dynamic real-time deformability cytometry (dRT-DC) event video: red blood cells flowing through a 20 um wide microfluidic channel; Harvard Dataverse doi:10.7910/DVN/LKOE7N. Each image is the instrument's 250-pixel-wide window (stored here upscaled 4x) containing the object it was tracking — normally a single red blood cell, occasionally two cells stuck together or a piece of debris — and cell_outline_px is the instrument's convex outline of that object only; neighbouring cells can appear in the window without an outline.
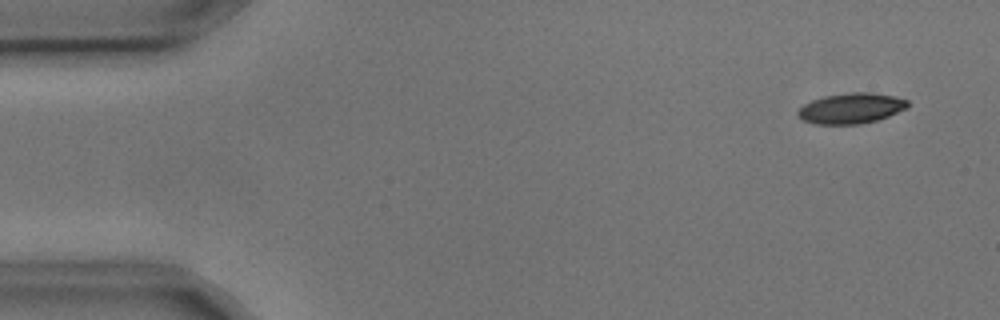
{"species": "common noctule bat (a hibernating species)", "species_latin": "Nyctalus noctula", "temperature_condition": "cold", "stored_images_in_passage": 5, "camera_frame_rate_fps": 3000, "um_per_image_px": 0.085, "animal": {"sex": "male", "body_mass_g": 17.9, "forearm_length_mm": 54.2}, "frame": {"image": 1, "passage_image": 1, "time_ms": 0.0, "image_size_px": [1000, 320], "cell_outline_px": [[908, 108], [888, 116], [876, 120], [860, 124], [816, 124], [804, 120], [796, 112], [804, 104], [812, 100], [824, 96], [852, 92], [872, 92], [896, 96], [908, 100]], "centroid_in_image_um": [72.38, 9.19], "position_along_channel_um": 12.6, "area_um2": 19.48}}
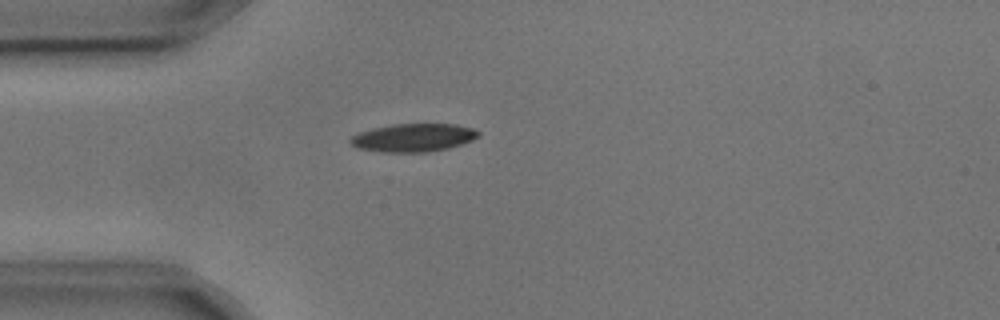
{"frame": {"image": 2, "passage_image": 4, "time_ms": 1.0, "image_size_px": [1000, 320], "cell_outline_px": [[480, 136], [472, 140], [448, 148], [424, 152], [380, 152], [356, 148], [348, 140], [352, 136], [360, 132], [372, 128], [392, 124], [456, 124], [472, 128], [480, 132]], "centroid_in_image_um": [35.12, 11.7], "position_along_channel_um": 49.9, "area_um2": 20.98}}